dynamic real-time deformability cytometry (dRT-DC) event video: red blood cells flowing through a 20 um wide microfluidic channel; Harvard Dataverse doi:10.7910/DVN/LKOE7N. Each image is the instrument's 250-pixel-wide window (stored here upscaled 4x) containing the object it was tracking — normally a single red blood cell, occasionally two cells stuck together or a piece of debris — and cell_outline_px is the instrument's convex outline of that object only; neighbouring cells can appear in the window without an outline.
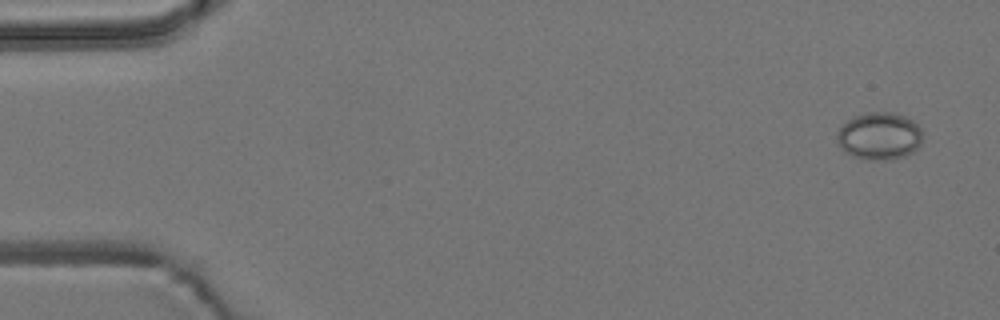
{"species": "common noctule bat (a hibernating species)", "species_latin": "Nyctalus noctula", "temperature_condition": "room temperature", "stored_images_in_passage": 5, "camera_frame_rate_fps": 3000, "um_per_image_px": 0.085, "animal": {"sex": "male", "body_mass_g": 19.2, "forearm_length_mm": 51.8}, "frame": {"image": 1, "passage_image": 1, "time_ms": 0.0, "image_size_px": [1000, 320], "cell_outline_px": [[920, 144], [912, 152], [904, 156], [892, 160], [868, 160], [852, 156], [844, 152], [840, 148], [836, 140], [836, 132], [852, 116], [868, 112], [892, 112], [904, 116], [912, 120], [920, 128]], "centroid_in_image_um": [74.69, 11.57], "position_along_channel_um": 10.3, "area_um2": 23.76}}
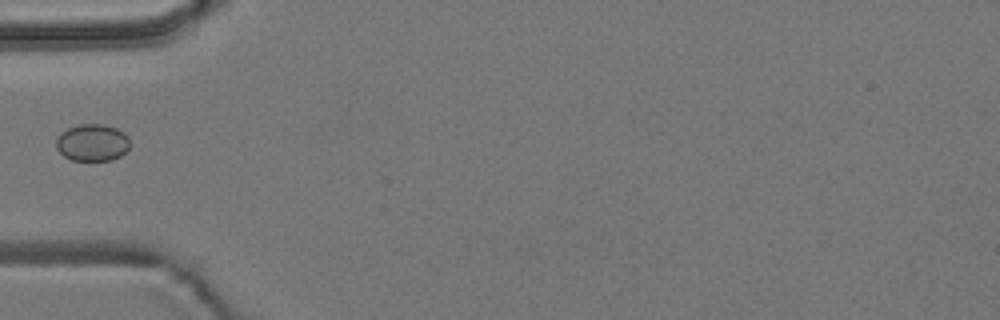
{"frame": {"image": 2, "passage_image": 5, "time_ms": 1.333, "image_size_px": [1000, 320], "cell_outline_px": [[128, 148], [120, 156], [112, 160], [72, 160], [64, 156], [56, 148], [56, 140], [60, 132], [68, 128], [80, 124], [104, 124], [116, 128], [124, 132], [128, 136]], "centroid_in_image_um": [7.83, 12.11], "position_along_channel_um": 77.2, "area_um2": 15.9}}